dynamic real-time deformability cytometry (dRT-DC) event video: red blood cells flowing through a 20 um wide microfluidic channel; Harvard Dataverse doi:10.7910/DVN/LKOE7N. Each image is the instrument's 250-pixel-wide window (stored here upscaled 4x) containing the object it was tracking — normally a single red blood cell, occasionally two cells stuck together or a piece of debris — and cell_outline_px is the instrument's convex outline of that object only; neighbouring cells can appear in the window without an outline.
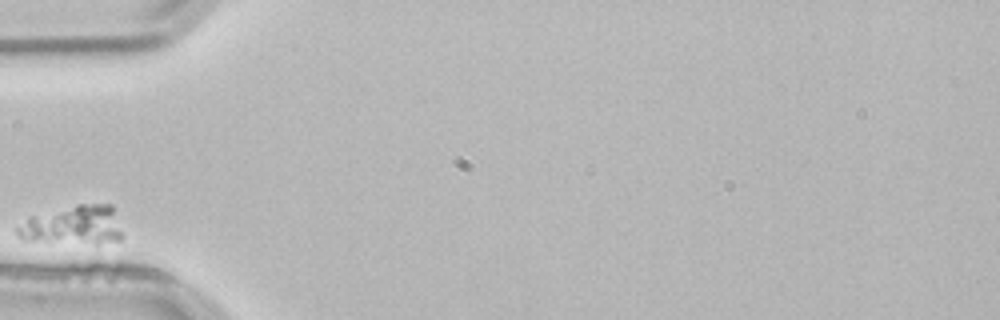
{"species": "common noctule bat (a hibernating species)", "species_latin": "Nyctalus noctula", "temperature_condition": "room temperature", "stored_images_in_passage": 2, "camera_frame_rate_fps": 3000, "um_per_image_px": 0.085, "animal": {"sex": "male", "body_mass_g": 21.5, "forearm_length_mm": 52.0}, "frame": {"image": 1, "passage_image": 1, "time_ms": 0.0, "image_size_px": [1000, 320], "cell_outline_px": [[124, 236], [120, 240], [96, 244], [20, 240], [16, 236], [16, 228], [32, 216], [76, 204], [112, 204], [124, 232]], "centroid_in_image_um": [6.28, 19.16], "position_along_channel_um": 78.7, "area_um2": 24.22}}